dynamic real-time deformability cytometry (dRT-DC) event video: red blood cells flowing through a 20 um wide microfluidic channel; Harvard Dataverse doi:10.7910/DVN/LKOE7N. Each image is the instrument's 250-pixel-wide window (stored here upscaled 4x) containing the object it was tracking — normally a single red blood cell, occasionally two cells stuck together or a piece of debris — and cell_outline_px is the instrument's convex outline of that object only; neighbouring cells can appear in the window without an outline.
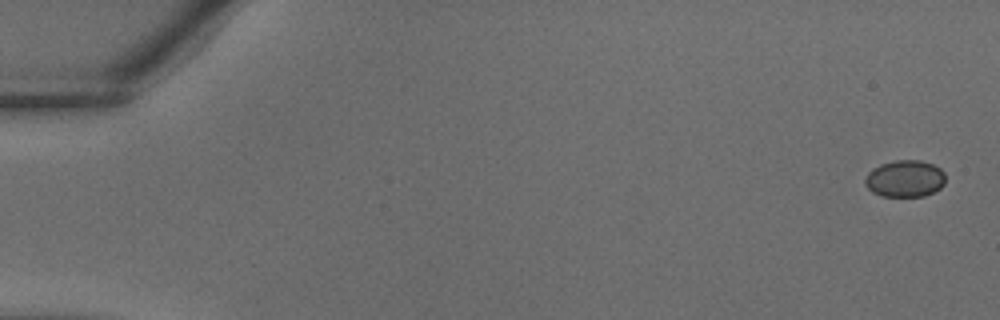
{"species": "common noctule bat (a hibernating species)", "species_latin": "Nyctalus noctula", "temperature_condition": "warm", "stored_images_in_passage": 37, "camera_frame_rate_fps": 3000, "um_per_image_px": 0.085, "animal": {"sex": "male", "body_mass_g": 18.8}, "frame": {"image": 1, "passage_image": 1, "time_ms": 0.0, "image_size_px": [1000, 320], "cell_outline_px": [[944, 184], [940, 188], [924, 196], [880, 196], [872, 192], [864, 184], [864, 180], [868, 172], [872, 168], [880, 164], [896, 160], [920, 160], [932, 164], [940, 168], [944, 172]], "centroid_in_image_um": [76.89, 15.18], "position_along_channel_um": 8.1, "area_um2": 17.34}}
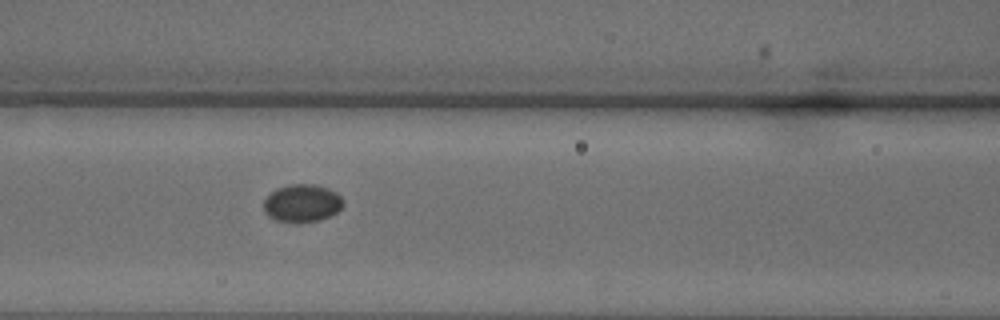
{"frame": {"image": 2, "passage_image": 17, "time_ms": 5.333, "image_size_px": [1000, 320], "cell_outline_px": [[344, 204], [336, 212], [320, 220], [296, 224], [276, 220], [268, 216], [264, 212], [264, 200], [276, 188], [292, 184], [312, 184], [328, 188], [336, 192], [344, 200]], "centroid_in_image_um": [25.67, 17.29], "position_along_channel_um": 140.9, "area_um2": 17.63}}
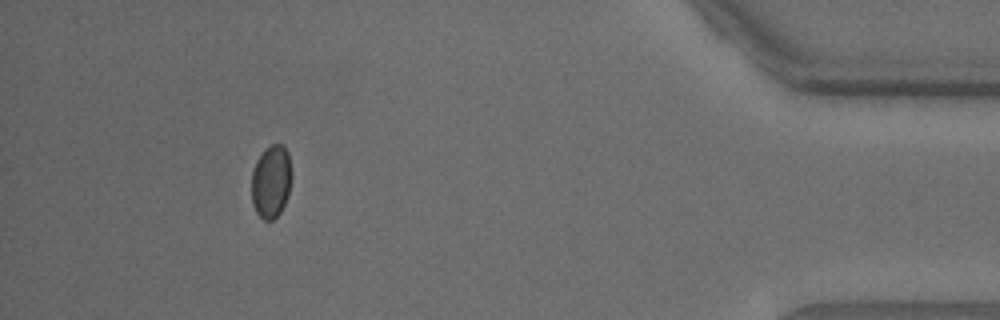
{"frame": {"image": 3, "passage_image": 35, "time_ms": 11.333, "image_size_px": [1000, 320], "cell_outline_px": [[292, 176], [288, 196], [280, 212], [272, 220], [264, 220], [256, 212], [252, 204], [252, 172], [256, 160], [264, 148], [272, 144], [284, 144], [288, 152]], "centroid_in_image_um": [23.05, 15.4], "position_along_channel_um": 412.1, "area_um2": 17.22}}